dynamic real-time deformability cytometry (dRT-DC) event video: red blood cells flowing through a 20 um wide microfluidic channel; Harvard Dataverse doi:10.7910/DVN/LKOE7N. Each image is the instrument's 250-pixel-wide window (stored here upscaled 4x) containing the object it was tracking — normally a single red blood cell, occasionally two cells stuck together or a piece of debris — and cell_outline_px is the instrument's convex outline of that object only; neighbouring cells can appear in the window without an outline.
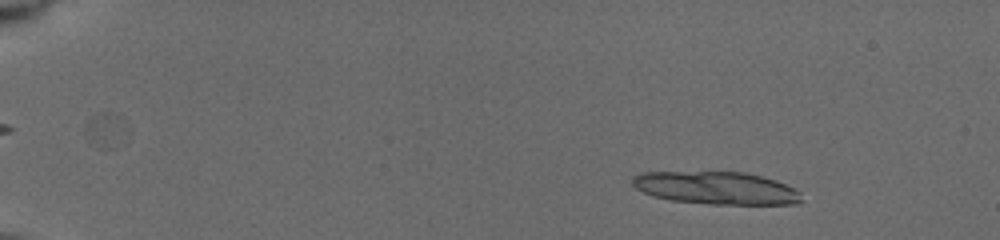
{"species": "common noctule bat (a hibernating species)", "species_latin": "Nyctalus noctula", "temperature_condition": "cold", "stored_images_in_passage": 41, "camera_frame_rate_fps": 3000, "um_per_image_px": 0.085, "animal": {"sex": "female", "body_mass_g": 19.5, "forearm_length_mm": 54.1}, "frame": {"image": 1, "passage_image": 13, "time_ms": 2.667, "image_size_px": [1000, 240], "cell_outline_px": [[804, 200], [796, 204], [712, 204], [672, 200], [652, 196], [636, 188], [632, 184], [632, 176], [640, 172], [748, 172], [776, 180], [800, 192]], "centroid_in_image_um": [60.88, 15.97], "position_along_channel_um": 24.1, "area_um2": 32.25}}